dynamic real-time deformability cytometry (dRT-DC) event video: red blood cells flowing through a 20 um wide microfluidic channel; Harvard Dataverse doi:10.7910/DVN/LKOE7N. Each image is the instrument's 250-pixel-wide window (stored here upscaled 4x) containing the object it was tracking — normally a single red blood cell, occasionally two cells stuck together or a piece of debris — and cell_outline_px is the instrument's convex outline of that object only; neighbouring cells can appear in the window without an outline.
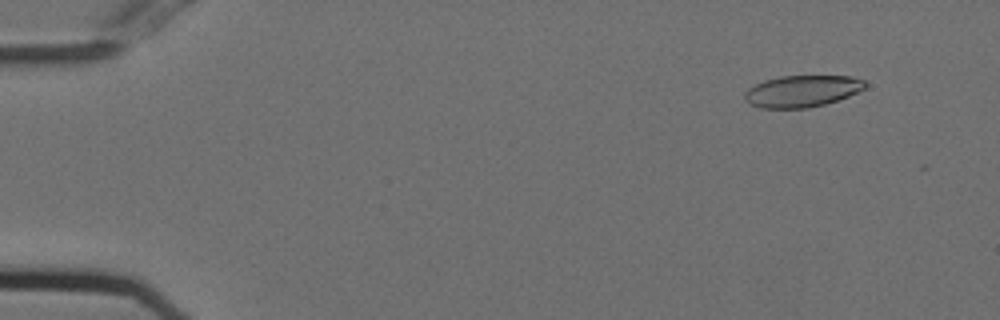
{"species": "Egyptian fruit bat (a non-hibernating species)", "species_latin": "Rousettus aegyptiacus", "temperature_condition": "cold", "stored_images_in_passage": 18, "camera_frame_rate_fps": 3000, "um_per_image_px": 0.085, "animal": {"sex": "female"}, "frame": {"image": 1, "passage_image": 4, "time_ms": 1.0, "image_size_px": [1000, 320], "cell_outline_px": [[868, 84], [864, 88], [848, 96], [824, 104], [808, 108], [760, 108], [748, 104], [744, 100], [744, 92], [748, 88], [764, 80], [780, 76], [852, 76], [864, 80]], "centroid_in_image_um": [68.13, 7.75], "position_along_channel_um": 16.9, "area_um2": 22.31}}
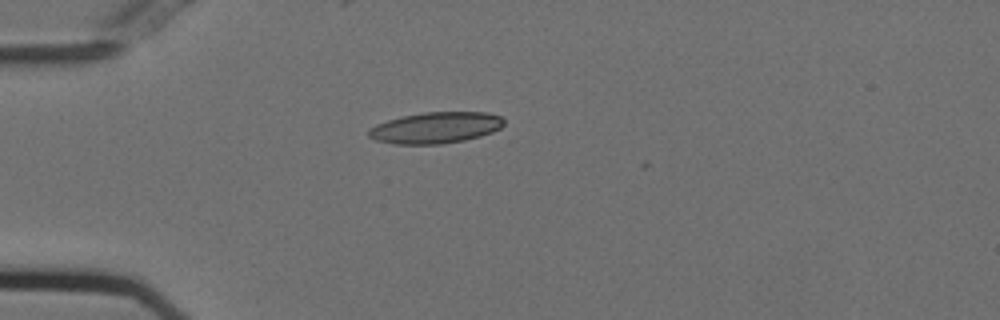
{"frame": {"image": 2, "passage_image": 14, "time_ms": 4.333, "image_size_px": [1000, 320], "cell_outline_px": [[504, 124], [500, 128], [492, 132], [480, 136], [464, 140], [440, 144], [392, 144], [376, 140], [368, 136], [368, 128], [376, 124], [400, 116], [424, 112], [488, 112], [500, 116], [504, 120]], "centroid_in_image_um": [37.01, 10.85], "position_along_channel_um": 48.0, "area_um2": 24.74}}